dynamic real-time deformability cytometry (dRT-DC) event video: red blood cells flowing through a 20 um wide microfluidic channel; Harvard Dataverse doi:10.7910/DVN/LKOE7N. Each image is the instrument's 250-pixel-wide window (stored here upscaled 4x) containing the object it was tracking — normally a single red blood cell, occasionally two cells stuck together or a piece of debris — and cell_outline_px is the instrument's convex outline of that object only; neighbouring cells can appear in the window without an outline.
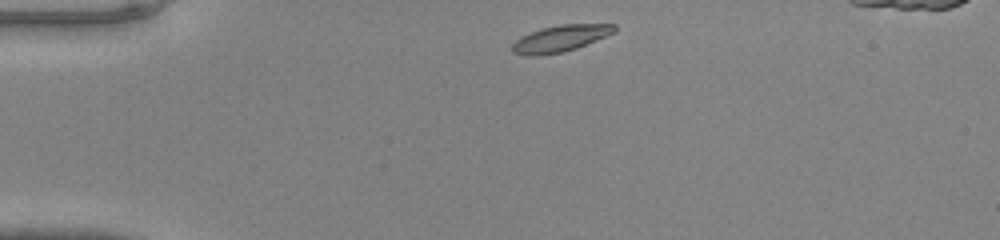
{"species": "common noctule bat (a hibernating species)", "species_latin": "Nyctalus noctula", "temperature_condition": "warm", "stored_images_in_passage": 37, "camera_frame_rate_fps": 3000, "um_per_image_px": 0.085, "animal": {"sex": "male", "body_mass_g": 20.0, "forearm_length_mm": 53.3}, "frame": {"image": 1, "passage_image": 1, "time_ms": 0.0, "image_size_px": [1000, 240], "cell_outline_px": [[616, 32], [576, 48], [560, 52], [536, 56], [528, 56], [512, 52], [512, 44], [520, 36], [544, 28], [560, 24], [616, 24]], "centroid_in_image_um": [47.63, 3.27], "position_along_channel_um": 37.4, "area_um2": 15.61}}
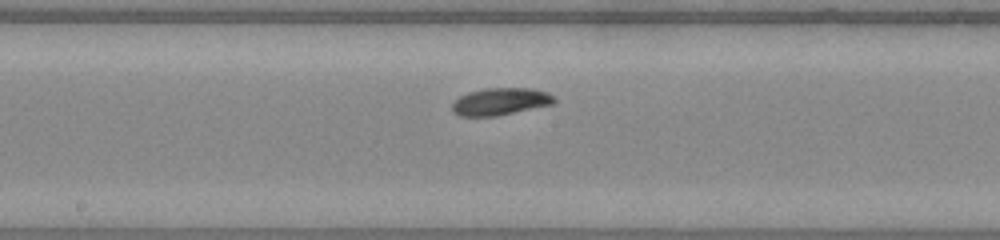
{"frame": {"image": 2, "passage_image": 16, "time_ms": 5.0, "image_size_px": [1000, 240], "cell_outline_px": [[556, 100], [552, 104], [496, 116], [460, 116], [452, 112], [452, 104], [460, 96], [468, 92], [484, 88], [528, 88], [548, 92]], "centroid_in_image_um": [42.5, 8.63], "position_along_channel_um": 205.7, "area_um2": 16.07}}
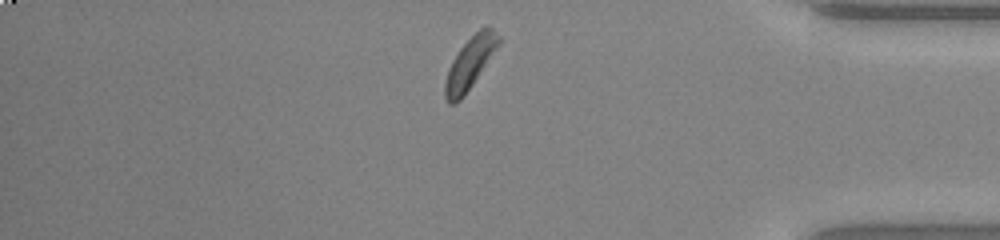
{"frame": {"image": 3, "passage_image": 31, "time_ms": 10.0, "image_size_px": [1000, 240], "cell_outline_px": [[500, 44], [472, 84], [460, 100], [456, 104], [448, 104], [444, 96], [444, 84], [452, 60], [460, 48], [484, 24], [488, 24], [500, 36]], "centroid_in_image_um": [39.95, 5.34], "position_along_channel_um": 395.2, "area_um2": 15.95}}